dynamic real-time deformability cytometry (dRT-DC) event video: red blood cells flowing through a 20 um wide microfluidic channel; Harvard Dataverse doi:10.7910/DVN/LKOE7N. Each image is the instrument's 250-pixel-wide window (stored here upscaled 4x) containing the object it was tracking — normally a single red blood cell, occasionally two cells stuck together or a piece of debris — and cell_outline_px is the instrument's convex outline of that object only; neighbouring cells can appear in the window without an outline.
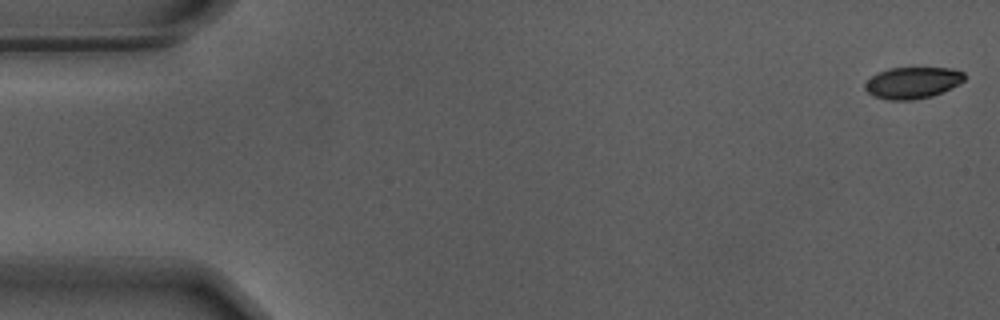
{"species": "Egyptian fruit bat (a non-hibernating species)", "species_latin": "Rousettus aegyptiacus", "temperature_condition": "warm", "stored_images_in_passage": 56, "camera_frame_rate_fps": 3000, "um_per_image_px": 0.085, "animal": {"sex": "male"}, "frame": {"image": 1, "passage_image": 1, "time_ms": 0.0, "image_size_px": [1000, 320], "cell_outline_px": [[964, 80], [960, 84], [944, 92], [932, 96], [912, 100], [888, 100], [872, 96], [864, 88], [864, 84], [872, 76], [888, 68], [952, 68], [964, 72]], "centroid_in_image_um": [77.58, 7.04], "position_along_channel_um": 7.4, "area_um2": 18.38}}
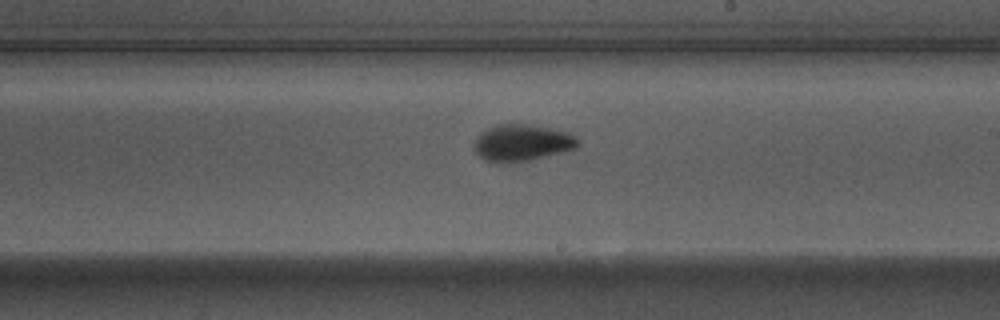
{"frame": {"image": 2, "passage_image": 32, "time_ms": 10.333, "image_size_px": [1000, 320], "cell_outline_px": [[580, 144], [576, 148], [528, 160], [484, 160], [476, 152], [472, 144], [476, 136], [480, 132], [496, 124], [528, 124], [568, 132], [580, 140]], "centroid_in_image_um": [44.36, 12.09], "position_along_channel_um": 244.6, "area_um2": 21.62}}
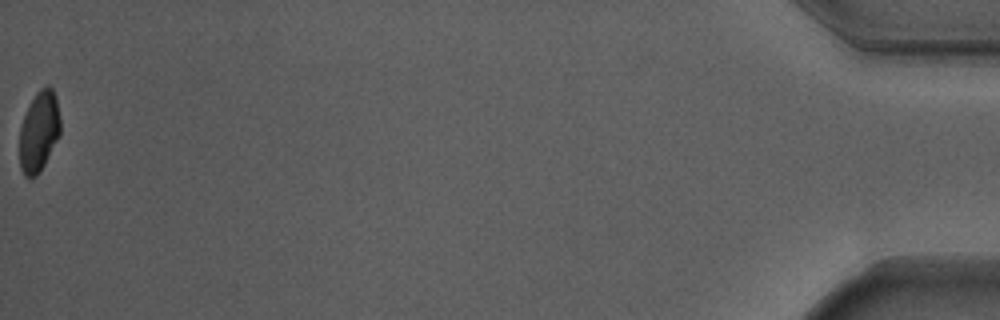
{"frame": {"image": 3, "passage_image": 56, "time_ms": 18.333, "image_size_px": [1000, 320], "cell_outline_px": [[60, 136], [40, 172], [36, 176], [28, 180], [24, 176], [20, 168], [20, 128], [24, 116], [36, 92], [40, 88], [48, 84], [52, 88], [56, 96], [60, 116]], "centroid_in_image_um": [3.33, 11.2], "position_along_channel_um": 431.9, "area_um2": 19.36}, "authors_computed_cell_mechanics": {"area_um2": 20.2878, "velocity_mm_per_s": 3.6844, "shape_relaxation_time_tau1_ms": 3.3895, "shape_relaxation_time_tau2_ms": 1.2752, "deformation_change_tau1": 0.1404, "deformation_change_tau2": 0.0602}}